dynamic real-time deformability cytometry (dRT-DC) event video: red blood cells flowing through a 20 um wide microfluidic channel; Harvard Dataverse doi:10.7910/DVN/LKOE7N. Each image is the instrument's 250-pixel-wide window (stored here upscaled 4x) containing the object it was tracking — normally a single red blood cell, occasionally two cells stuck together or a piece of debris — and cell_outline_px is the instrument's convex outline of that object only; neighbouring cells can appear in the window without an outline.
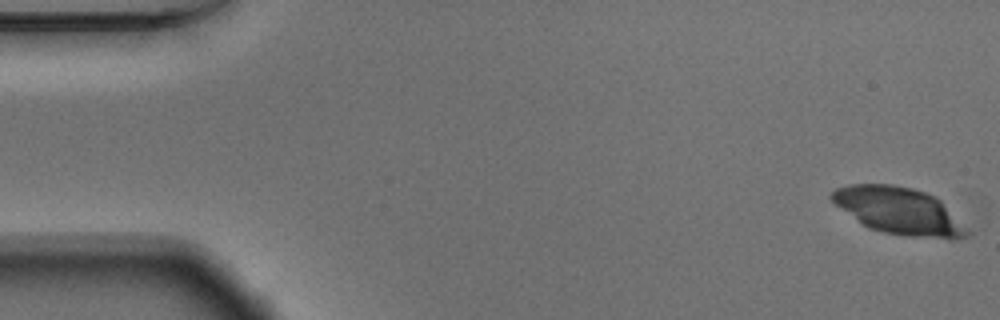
{"species": "Egyptian fruit bat (a non-hibernating species)", "species_latin": "Rousettus aegyptiacus", "temperature_condition": "warm", "stored_images_in_passage": 16, "camera_frame_rate_fps": 3000, "um_per_image_px": 0.085, "animal": {"sex": "male"}, "frame": {"image": 1, "passage_image": 1, "time_ms": 0.0, "image_size_px": [1000, 320], "cell_outline_px": [[972, 232], [968, 236], [952, 240], [908, 236], [880, 232], [868, 228], [836, 204], [828, 196], [836, 188], [848, 184], [892, 184], [912, 188], [936, 196]], "centroid_in_image_um": [76.47, 17.94], "position_along_channel_um": 8.5, "area_um2": 37.17}}